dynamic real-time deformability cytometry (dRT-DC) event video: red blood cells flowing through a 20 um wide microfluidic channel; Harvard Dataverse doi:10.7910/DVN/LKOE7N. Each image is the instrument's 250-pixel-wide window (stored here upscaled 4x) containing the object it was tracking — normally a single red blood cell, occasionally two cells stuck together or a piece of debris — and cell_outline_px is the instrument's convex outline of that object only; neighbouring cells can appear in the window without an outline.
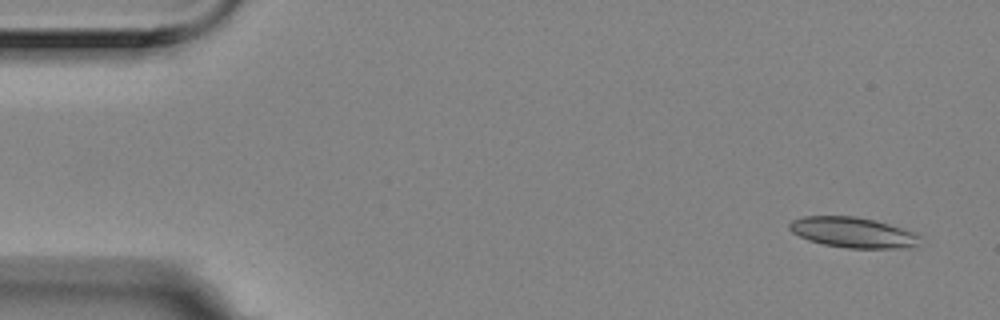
{"species": "Egyptian fruit bat (a non-hibernating species)", "species_latin": "Rousettus aegyptiacus", "temperature_condition": "room temperature", "stored_images_in_passage": 3, "camera_frame_rate_fps": 3000, "um_per_image_px": 0.085, "animal": {"sex": "female"}, "frame": {"image": 1, "passage_image": 1, "time_ms": 0.0, "image_size_px": [1000, 320], "cell_outline_px": [[920, 236], [916, 248], [848, 248], [824, 244], [808, 240], [792, 232], [788, 228], [788, 224], [792, 220], [804, 216], [856, 216], [876, 220], [912, 232]], "centroid_in_image_um": [72.49, 19.76], "position_along_channel_um": 12.5, "area_um2": 23.12}}